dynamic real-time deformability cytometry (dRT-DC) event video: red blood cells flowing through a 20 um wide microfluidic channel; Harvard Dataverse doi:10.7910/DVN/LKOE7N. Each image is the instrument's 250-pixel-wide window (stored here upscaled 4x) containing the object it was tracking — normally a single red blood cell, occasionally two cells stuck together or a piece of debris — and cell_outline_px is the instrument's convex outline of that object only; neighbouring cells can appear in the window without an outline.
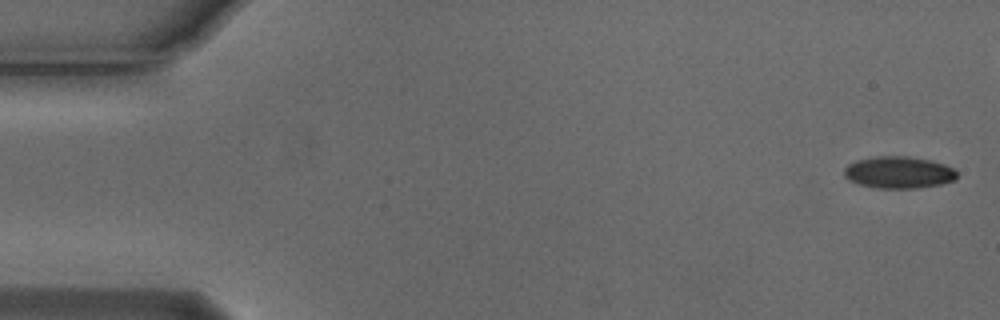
{"species": "Egyptian fruit bat (a non-hibernating species)", "species_latin": "Rousettus aegyptiacus", "temperature_condition": "cold", "stored_images_in_passage": 7, "segment_of_instrument_passage": [1, 2], "camera_frame_rate_fps": 3000, "um_per_image_px": 0.085, "animal": {"sex": "male"}, "frame": {"image": 1, "passage_image": 1, "time_ms": 0.0, "image_size_px": [1000, 320], "cell_outline_px": [[956, 180], [940, 184], [916, 188], [876, 188], [860, 184], [848, 180], [844, 176], [844, 168], [848, 164], [856, 160], [876, 156], [908, 156], [932, 160], [944, 164], [952, 168], [956, 172]], "centroid_in_image_um": [76.37, 14.65], "position_along_channel_um": 8.6, "area_um2": 21.04}}
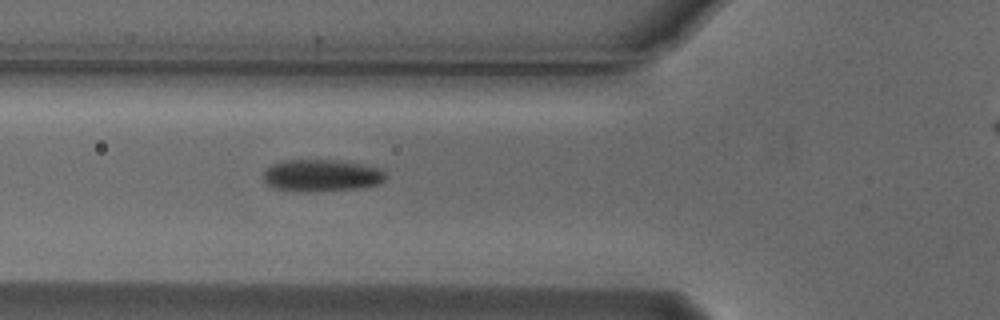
{"frame": {"image": 2, "passage_image": 6, "time_ms": 1.667, "image_size_px": [1000, 320], "cell_outline_px": [[388, 176], [380, 184], [356, 188], [272, 188], [264, 180], [264, 172], [272, 164], [280, 160], [340, 160], [364, 164], [380, 168]], "centroid_in_image_um": [27.4, 14.84], "position_along_channel_um": 98.4, "area_um2": 21.73}}